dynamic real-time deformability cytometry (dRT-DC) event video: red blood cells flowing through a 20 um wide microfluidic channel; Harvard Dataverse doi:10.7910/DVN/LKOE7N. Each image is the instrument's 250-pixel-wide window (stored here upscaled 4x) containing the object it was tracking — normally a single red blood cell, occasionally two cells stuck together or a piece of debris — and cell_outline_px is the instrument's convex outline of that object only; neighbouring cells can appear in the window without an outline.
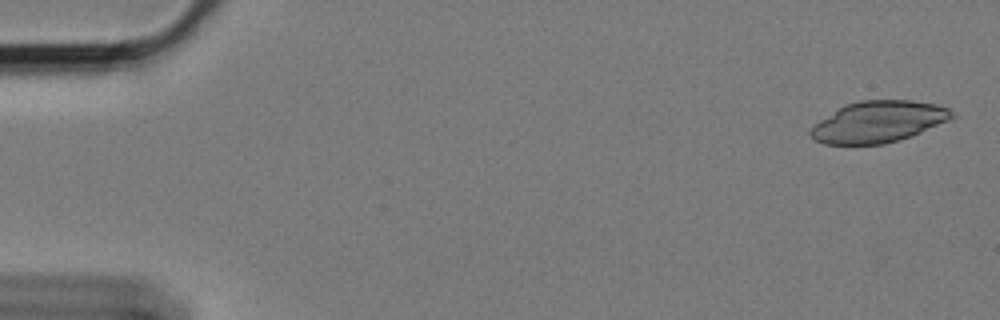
{"species": "Egyptian fruit bat (a non-hibernating species)", "species_latin": "Rousettus aegyptiacus", "temperature_condition": "cold", "stored_images_in_passage": 17, "camera_frame_rate_fps": 3000, "um_per_image_px": 0.085, "animal": {"sex": "female"}, "frame": {"image": 1, "passage_image": 2, "time_ms": 0.333, "image_size_px": [1000, 320], "cell_outline_px": [[956, 116], [948, 120], [920, 132], [884, 144], [824, 144], [816, 140], [808, 132], [820, 120], [844, 104], [860, 100], [912, 100], [936, 104], [948, 108]], "centroid_in_image_um": [74.65, 10.33], "position_along_channel_um": 10.3, "area_um2": 33.64}}